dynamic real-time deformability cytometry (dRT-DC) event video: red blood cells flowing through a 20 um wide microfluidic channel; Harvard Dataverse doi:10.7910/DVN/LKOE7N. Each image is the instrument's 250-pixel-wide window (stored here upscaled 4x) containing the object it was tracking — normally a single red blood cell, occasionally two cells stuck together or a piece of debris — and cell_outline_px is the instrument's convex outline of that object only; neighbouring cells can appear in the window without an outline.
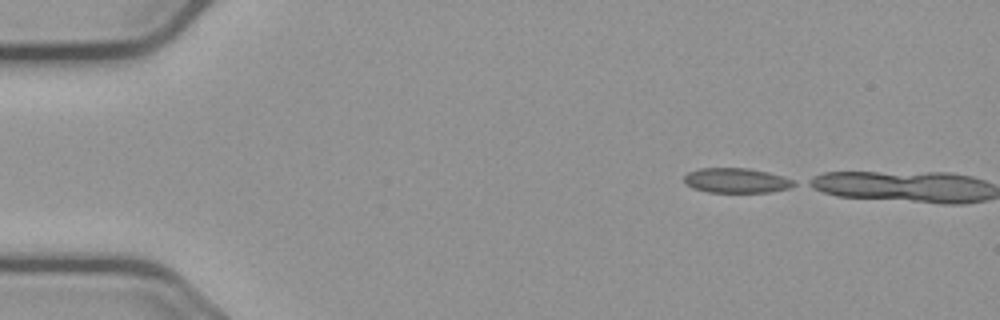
{"species": "common noctule bat (a hibernating species)", "species_latin": "Nyctalus noctula", "temperature_condition": "cold", "stored_images_in_passage": 5, "camera_frame_rate_fps": 3000, "um_per_image_px": 0.085, "animal": {"sex": "male", "body_mass_g": 23.1, "forearm_length_mm": 52.7}, "frame": {"image": 1, "passage_image": 1, "time_ms": 0.0, "image_size_px": [1000, 320], "cell_outline_px": [[796, 184], [788, 188], [768, 192], [708, 192], [692, 188], [684, 180], [684, 176], [688, 172], [700, 168], [748, 168], [768, 172], [796, 180]], "centroid_in_image_um": [62.6, 15.34], "position_along_channel_um": 22.4, "area_um2": 15.84}}